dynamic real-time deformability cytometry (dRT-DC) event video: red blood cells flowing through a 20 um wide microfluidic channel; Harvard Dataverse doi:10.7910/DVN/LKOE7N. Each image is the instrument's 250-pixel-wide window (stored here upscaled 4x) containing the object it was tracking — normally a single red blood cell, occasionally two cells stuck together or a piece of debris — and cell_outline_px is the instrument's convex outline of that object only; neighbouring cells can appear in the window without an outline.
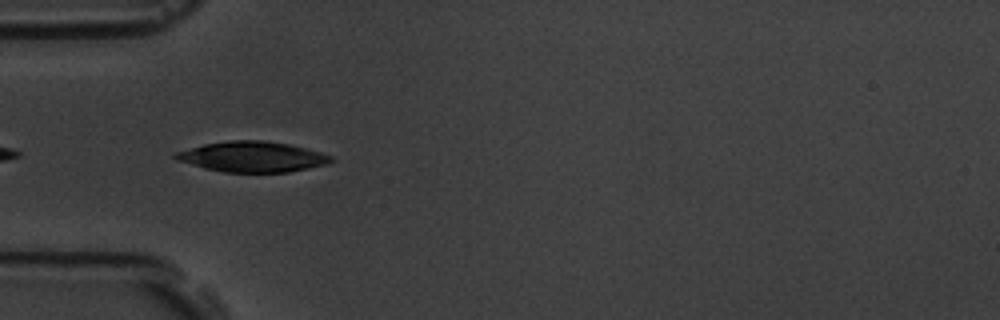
{"species": "common noctule bat (a hibernating species)", "species_latin": "Nyctalus noctula", "temperature_condition": "room temperature", "stored_images_in_passage": 11, "camera_frame_rate_fps": 3000, "um_per_image_px": 0.085, "animal": {"sex": "male", "body_mass_g": 19.5, "forearm_length_mm": 54.6}, "frame": {"image": 1, "passage_image": 5, "time_ms": 5.667, "image_size_px": [1000, 320], "cell_outline_px": [[336, 160], [328, 164], [288, 172], [224, 172], [204, 168], [176, 160], [172, 156], [172, 152], [204, 144], [228, 140], [264, 140], [288, 144], [320, 152], [332, 156]], "centroid_in_image_um": [21.41, 13.32], "position_along_channel_um": 63.6, "area_um2": 27.74}}
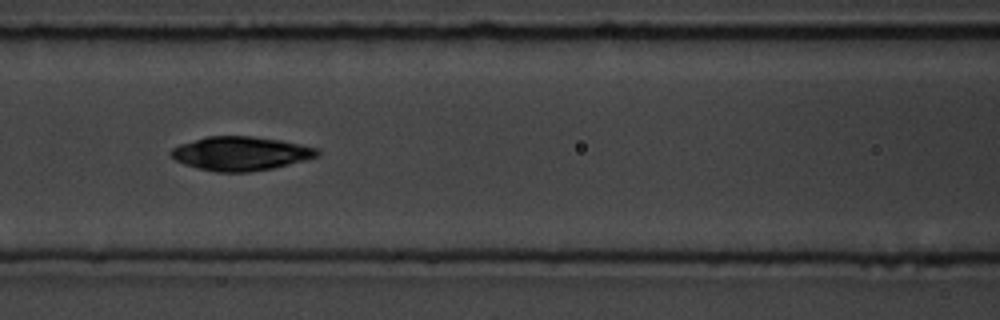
{"frame": {"image": 2, "passage_image": 7, "time_ms": 8.0, "image_size_px": [1000, 320], "cell_outline_px": [[320, 156], [272, 168], [248, 172], [216, 172], [196, 168], [184, 164], [176, 160], [168, 152], [172, 148], [180, 144], [208, 136], [252, 136], [280, 140], [320, 148]], "centroid_in_image_um": [20.46, 13.05], "position_along_channel_um": 146.1, "area_um2": 28.9}}
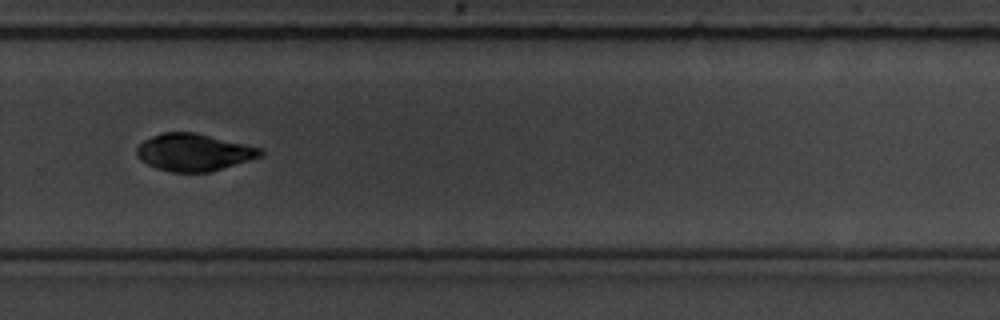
{"frame": {"image": 3, "passage_image": 11, "time_ms": 12.667, "image_size_px": [1000, 320], "cell_outline_px": [[264, 156], [208, 172], [172, 172], [156, 168], [140, 160], [136, 156], [136, 148], [144, 140], [152, 136], [164, 132], [196, 132], [264, 148]], "centroid_in_image_um": [16.5, 12.94], "position_along_channel_um": 313.3, "area_um2": 27.05}}